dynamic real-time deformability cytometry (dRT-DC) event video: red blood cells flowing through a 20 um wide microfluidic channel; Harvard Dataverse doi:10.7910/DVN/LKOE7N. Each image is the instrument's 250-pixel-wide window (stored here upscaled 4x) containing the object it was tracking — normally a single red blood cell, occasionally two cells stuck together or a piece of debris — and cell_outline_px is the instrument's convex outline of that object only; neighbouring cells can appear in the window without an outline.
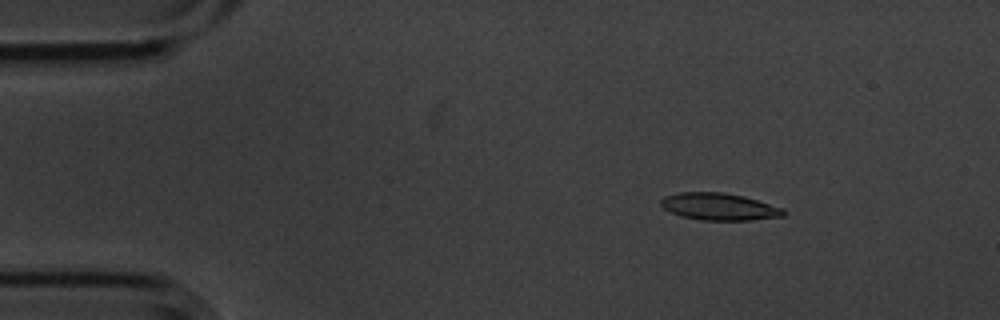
{"species": "common noctule bat (a hibernating species)", "species_latin": "Nyctalus noctula", "temperature_condition": "cold", "stored_images_in_passage": 5, "camera_frame_rate_fps": 3000, "um_per_image_px": 0.085, "animal": {"sex": "male", "body_mass_g": 20.1, "forearm_length_mm": 53.5}, "frame": {"image": 1, "passage_image": 3, "time_ms": 0.667, "image_size_px": [1000, 320], "cell_outline_px": [[784, 216], [752, 220], [700, 220], [680, 216], [664, 208], [660, 204], [660, 200], [664, 196], [680, 192], [724, 192], [744, 196], [784, 208]], "centroid_in_image_um": [61.12, 17.56], "position_along_channel_um": 23.9, "area_um2": 19.42}}